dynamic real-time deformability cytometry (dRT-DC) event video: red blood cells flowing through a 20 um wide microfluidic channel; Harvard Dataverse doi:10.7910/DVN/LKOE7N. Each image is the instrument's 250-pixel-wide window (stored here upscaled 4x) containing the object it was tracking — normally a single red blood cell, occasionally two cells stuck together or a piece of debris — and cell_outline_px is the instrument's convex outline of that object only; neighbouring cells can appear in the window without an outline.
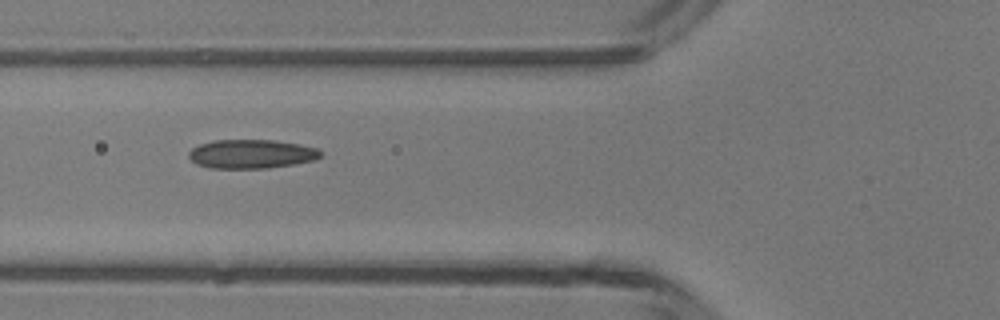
{"species": "common noctule bat (a hibernating species)", "species_latin": "Nyctalus noctula", "temperature_condition": "room temperature", "stored_images_in_passage": 5, "camera_frame_rate_fps": 3000, "um_per_image_px": 0.085, "animal": {"sex": "male", "body_mass_g": 13.3}, "frame": {"image": 1, "passage_image": 5, "time_ms": 5.333, "image_size_px": [1000, 320], "cell_outline_px": [[320, 156], [312, 160], [292, 164], [268, 168], [212, 168], [196, 164], [188, 156], [188, 152], [192, 148], [200, 144], [216, 140], [276, 140], [316, 148], [320, 152]], "centroid_in_image_um": [21.31, 13.08], "position_along_channel_um": 104.5, "area_um2": 21.91}}